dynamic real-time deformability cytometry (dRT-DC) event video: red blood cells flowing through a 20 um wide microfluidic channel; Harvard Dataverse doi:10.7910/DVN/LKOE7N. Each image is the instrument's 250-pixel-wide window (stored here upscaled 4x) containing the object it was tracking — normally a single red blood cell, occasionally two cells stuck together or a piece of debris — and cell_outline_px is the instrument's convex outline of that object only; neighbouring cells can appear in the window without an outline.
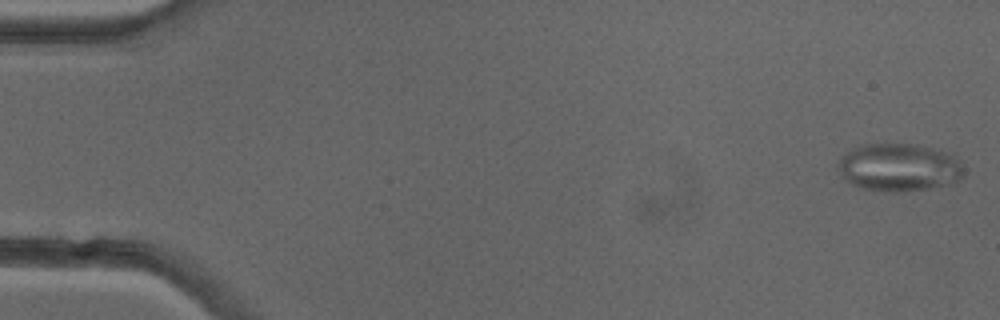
{"species": "common noctule bat (a hibernating species)", "species_latin": "Nyctalus noctula", "temperature_condition": "cold", "stored_images_in_passage": 48, "camera_frame_rate_fps": 3000, "um_per_image_px": 0.085, "animal": {"sex": "female"}, "frame": {"image": 1, "passage_image": 1, "time_ms": 0.0, "image_size_px": [1000, 320], "cell_outline_px": [[964, 172], [960, 180], [952, 184], [928, 188], [896, 192], [892, 192], [864, 188], [852, 184], [844, 180], [840, 176], [836, 168], [836, 164], [840, 156], [856, 148], [868, 144], [916, 144], [932, 148], [956, 156], [960, 160], [964, 168]], "centroid_in_image_um": [76.42, 14.23], "position_along_channel_um": 8.6, "area_um2": 35.2}}
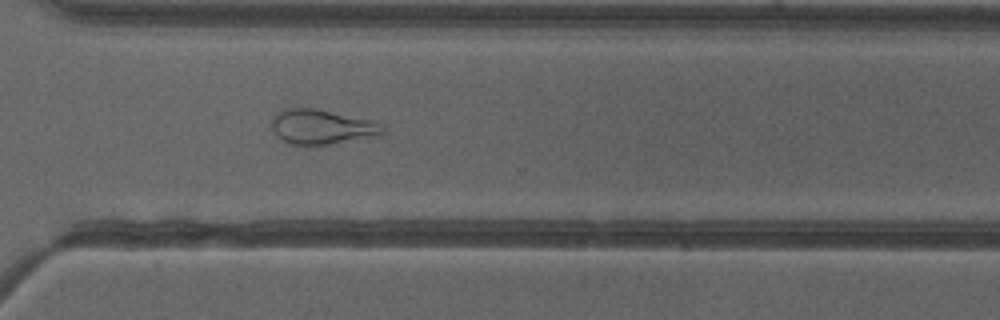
{"frame": {"image": 2, "passage_image": 37, "time_ms": 12.0, "image_size_px": [1000, 320], "cell_outline_px": [[388, 128], [380, 136], [304, 148], [288, 144], [276, 136], [272, 128], [272, 120], [284, 108], [316, 108], [372, 120]], "centroid_in_image_um": [27.37, 10.82], "position_along_channel_um": 343.2, "area_um2": 23.12}}
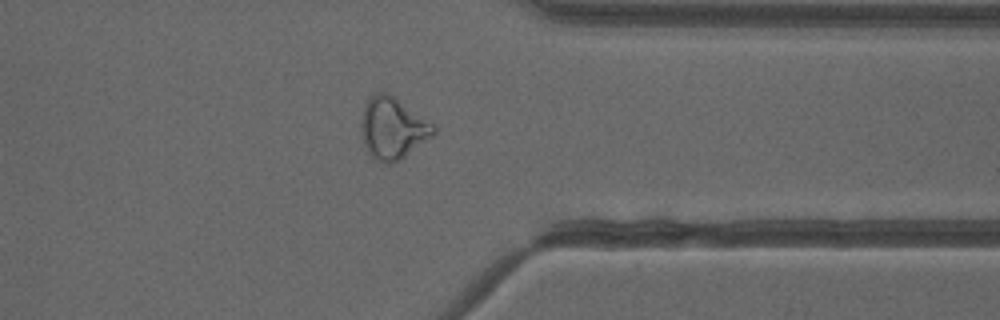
{"frame": {"image": 3, "passage_image": 40, "time_ms": 13.0, "image_size_px": [1000, 320], "cell_outline_px": [[436, 132], [432, 136], [400, 160], [392, 164], [384, 164], [376, 160], [368, 152], [364, 144], [360, 124], [360, 120], [364, 104], [368, 96], [376, 92], [384, 92], [392, 96], [432, 124], [436, 128]], "centroid_in_image_um": [33.32, 10.91], "position_along_channel_um": 378.1, "area_um2": 25.72}, "authors_computed_cell_mechanics": {"area_um2": 26.1834, "velocity_mm_per_s": 3.9918, "shape_relaxation_time_tau1_ms": null, "shape_relaxation_time_tau2_ms": 3.0962, "deformation_change_tau1": null, "deformation_change_tau2": 0.1259}}